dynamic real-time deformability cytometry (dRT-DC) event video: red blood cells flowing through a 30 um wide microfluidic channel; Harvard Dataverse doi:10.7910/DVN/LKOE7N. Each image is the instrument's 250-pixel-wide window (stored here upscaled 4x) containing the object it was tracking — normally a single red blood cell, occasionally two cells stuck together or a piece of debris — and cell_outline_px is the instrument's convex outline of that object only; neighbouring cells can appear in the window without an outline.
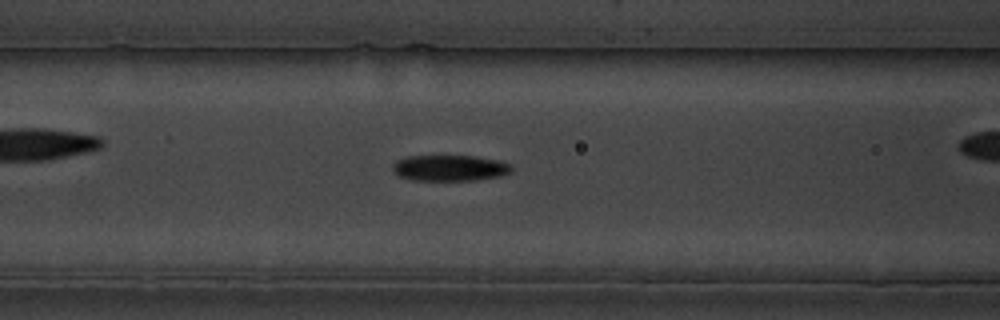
{"species": "common noctule bat (a hibernating species)", "species_latin": "Nyctalus noctula", "temperature_condition": "cold", "stored_images_in_passage": 34, "camera_frame_rate_fps": 3000, "um_per_image_px": 0.085, "animal": {"sex": "male", "body_mass_g": 19.5, "forearm_length_mm": 54.6}, "frame": {"image": 1, "passage_image": 6, "time_ms": 1.667, "image_size_px": [1000, 320], "cell_outline_px": [[512, 168], [508, 172], [500, 176], [476, 180], [412, 180], [400, 176], [392, 168], [392, 164], [396, 160], [408, 156], [476, 156], [500, 160], [512, 164]], "centroid_in_image_um": [38.24, 14.27], "position_along_channel_um": 128.4, "area_um2": 17.98}}